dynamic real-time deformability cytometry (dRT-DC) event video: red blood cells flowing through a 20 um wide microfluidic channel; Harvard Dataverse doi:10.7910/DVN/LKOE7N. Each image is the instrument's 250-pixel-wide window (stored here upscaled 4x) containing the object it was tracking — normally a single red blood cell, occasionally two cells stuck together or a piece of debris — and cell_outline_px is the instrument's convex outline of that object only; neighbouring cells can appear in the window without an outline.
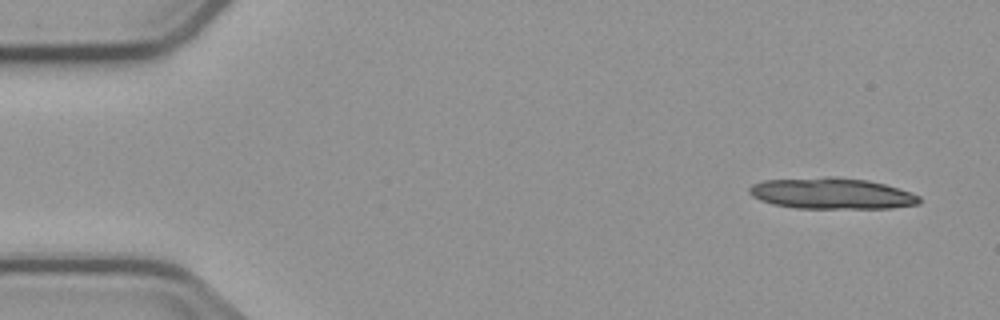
{"species": "common noctule bat (a hibernating species)", "species_latin": "Nyctalus noctula", "temperature_condition": "cold", "stored_images_in_passage": 8, "camera_frame_rate_fps": 3000, "um_per_image_px": 0.085, "animal": {"sex": "male", "body_mass_g": 23.1, "forearm_length_mm": 52.7}, "frame": {"image": 1, "passage_image": 1, "time_ms": 0.0, "image_size_px": [1000, 320], "cell_outline_px": [[920, 204], [892, 208], [796, 208], [772, 204], [760, 200], [752, 196], [748, 192], [748, 188], [752, 184], [764, 180], [868, 180], [884, 184], [912, 192], [920, 196]], "centroid_in_image_um": [70.74, 16.5], "position_along_channel_um": 14.3, "area_um2": 29.54}}